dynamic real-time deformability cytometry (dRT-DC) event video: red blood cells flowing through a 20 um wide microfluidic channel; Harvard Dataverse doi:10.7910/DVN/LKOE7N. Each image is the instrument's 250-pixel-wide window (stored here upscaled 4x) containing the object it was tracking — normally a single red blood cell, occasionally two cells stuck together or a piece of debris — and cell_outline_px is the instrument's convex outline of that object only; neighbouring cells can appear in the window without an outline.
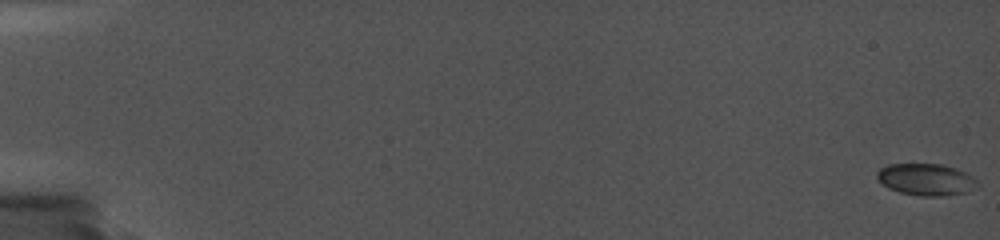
{"species": "common noctule bat (a hibernating species)", "species_latin": "Nyctalus noctula", "temperature_condition": "cold", "stored_images_in_passage": 43, "camera_frame_rate_fps": 5000, "um_per_image_px": 0.085, "animal": {"sex": "female", "body_mass_g": 19.0, "forearm_length_mm": 56.7}, "frame": {"image": 1, "passage_image": 1, "time_ms": 0.0, "image_size_px": [1000, 240], "cell_outline_px": [[980, 188], [968, 192], [944, 196], [920, 196], [900, 192], [888, 188], [876, 176], [876, 172], [880, 168], [888, 164], [944, 164], [956, 168], [972, 176], [980, 184]], "centroid_in_image_um": [78.77, 15.26], "position_along_channel_um": 6.2, "area_um2": 18.84}}
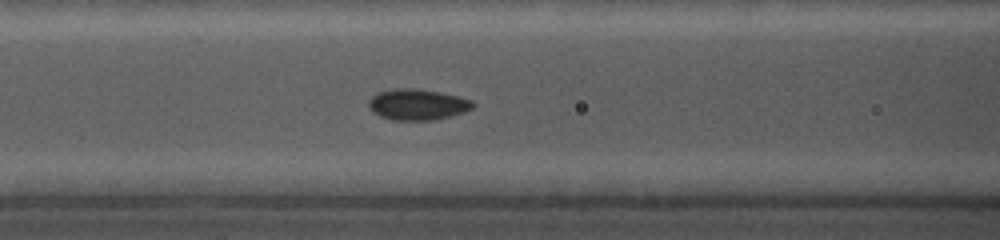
{"frame": {"image": 2, "passage_image": 23, "time_ms": 8.8, "image_size_px": [1000, 240], "cell_outline_px": [[476, 104], [472, 108], [464, 112], [452, 116], [432, 120], [392, 120], [380, 116], [372, 112], [368, 108], [368, 100], [376, 92], [392, 88], [416, 88], [440, 92], [472, 100]], "centroid_in_image_um": [35.44, 8.88], "position_along_channel_um": 131.2, "area_um2": 19.07}}
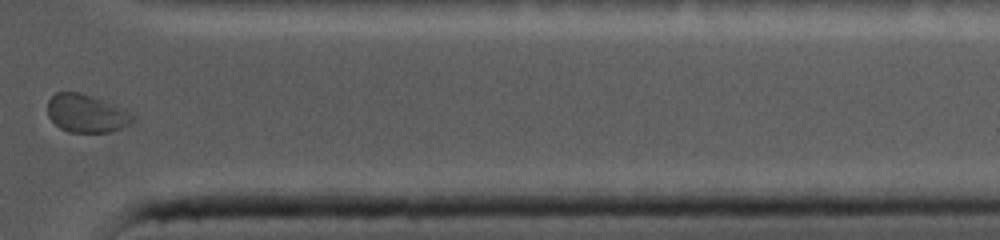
{"frame": {"image": 3, "passage_image": 42, "time_ms": 16.2, "image_size_px": [1000, 240], "cell_outline_px": [[136, 120], [124, 128], [108, 132], [68, 132], [60, 128], [48, 116], [48, 100], [56, 92], [76, 92], [92, 96], [124, 108], [132, 112], [136, 116]], "centroid_in_image_um": [7.4, 9.65], "position_along_channel_um": 404.0, "area_um2": 19.07}}